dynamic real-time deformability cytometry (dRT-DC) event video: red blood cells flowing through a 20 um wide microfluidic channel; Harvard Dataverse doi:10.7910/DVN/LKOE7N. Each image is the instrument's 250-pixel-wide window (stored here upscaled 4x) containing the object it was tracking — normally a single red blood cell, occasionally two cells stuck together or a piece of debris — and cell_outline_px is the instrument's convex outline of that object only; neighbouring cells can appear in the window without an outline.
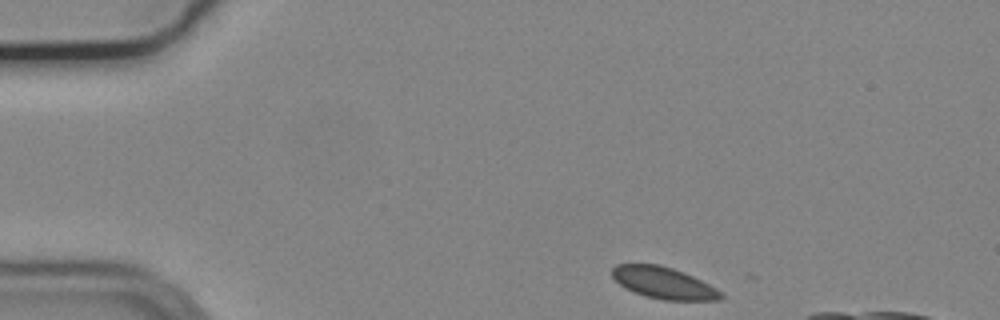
{"species": "common noctule bat (a hibernating species)", "species_latin": "Nyctalus noctula", "temperature_condition": "cold", "stored_images_in_passage": 3, "camera_frame_rate_fps": 3000, "um_per_image_px": 0.085, "animal": {"sex": "male", "body_mass_g": 19.2, "forearm_length_mm": 51.8}, "frame": {"image": 1, "passage_image": 1, "time_ms": 0.0, "image_size_px": [1000, 320], "cell_outline_px": [[724, 296], [720, 300], [664, 300], [644, 296], [624, 288], [612, 276], [612, 268], [616, 264], [660, 264], [684, 272], [716, 288]], "centroid_in_image_um": [56.38, 24.04], "position_along_channel_um": 28.6, "area_um2": 20.0}}